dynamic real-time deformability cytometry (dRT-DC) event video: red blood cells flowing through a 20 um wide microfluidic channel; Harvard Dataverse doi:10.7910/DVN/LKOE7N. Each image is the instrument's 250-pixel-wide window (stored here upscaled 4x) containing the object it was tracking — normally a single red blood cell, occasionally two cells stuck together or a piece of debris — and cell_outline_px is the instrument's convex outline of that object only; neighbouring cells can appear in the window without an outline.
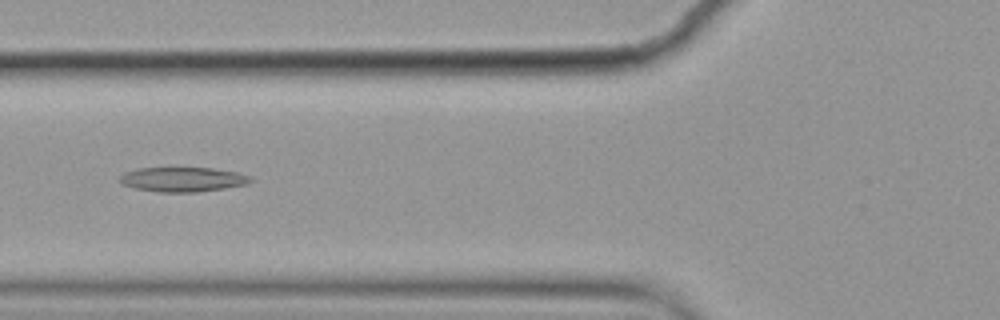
{"species": "common noctule bat (a hibernating species)", "species_latin": "Nyctalus noctula", "temperature_condition": "cold", "stored_images_in_passage": 12, "camera_frame_rate_fps": 3000, "um_per_image_px": 0.085, "animal": {"sex": "female", "body_mass_g": 19.9}, "frame": {"image": 1, "passage_image": 3, "time_ms": 0.667, "image_size_px": [1000, 320], "cell_outline_px": [[252, 180], [248, 184], [224, 188], [196, 192], [160, 192], [136, 188], [120, 184], [116, 180], [124, 172], [136, 168], [212, 168], [236, 172], [248, 176]], "centroid_in_image_um": [15.46, 15.25], "position_along_channel_um": 110.3, "area_um2": 18.73}}
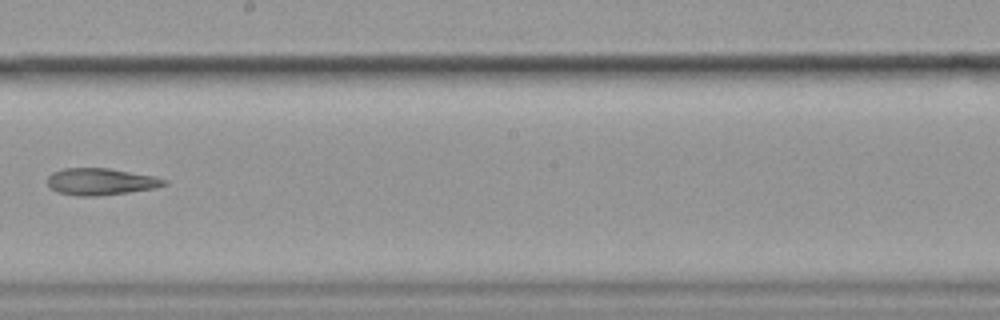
{"frame": {"image": 2, "passage_image": 6, "time_ms": 1.667, "image_size_px": [1000, 320], "cell_outline_px": [[168, 184], [152, 188], [128, 192], [100, 196], [76, 196], [56, 192], [48, 184], [48, 176], [52, 172], [64, 168], [108, 168], [156, 176], [168, 180]], "centroid_in_image_um": [8.56, 15.44], "position_along_channel_um": 239.6, "area_um2": 18.32}}
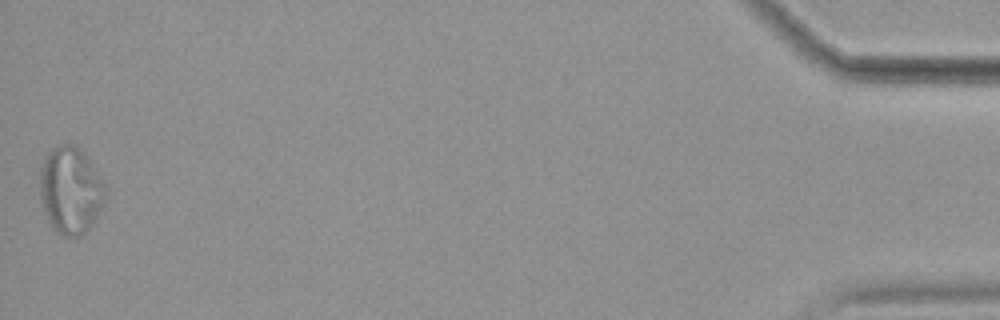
{"frame": {"image": 3, "passage_image": 12, "time_ms": 3.667, "image_size_px": [1000, 320], "cell_outline_px": [[108, 196], [96, 220], [80, 236], [64, 236], [56, 232], [48, 220], [44, 212], [40, 196], [40, 172], [44, 156], [52, 148], [68, 144], [72, 144], [80, 148], [88, 156], [108, 188]], "centroid_in_image_um": [6.04, 16.17], "position_along_channel_um": 429.2, "area_um2": 33.76}}